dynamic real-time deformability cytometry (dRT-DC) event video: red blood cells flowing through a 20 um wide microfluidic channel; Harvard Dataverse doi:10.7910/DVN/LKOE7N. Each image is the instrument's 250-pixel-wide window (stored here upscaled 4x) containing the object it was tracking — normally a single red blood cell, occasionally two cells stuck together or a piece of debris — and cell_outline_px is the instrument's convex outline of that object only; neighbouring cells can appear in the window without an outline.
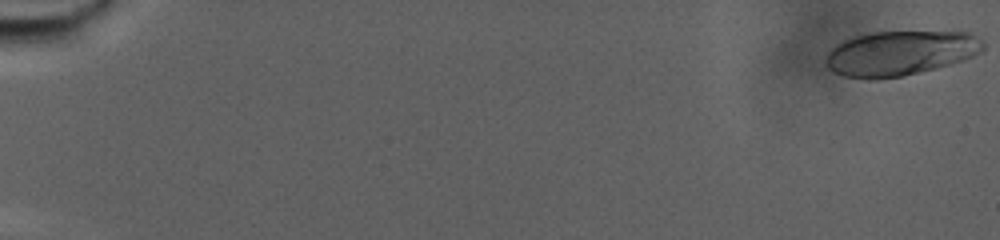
{"species": "human", "species_latin": "Homo sapiens", "temperature_condition": "warm", "stored_images_in_passage": 47, "camera_frame_rate_fps": 3000, "um_per_image_px": 0.085, "donor": {"sex": "male"}, "frame": {"image": 1, "passage_image": 1, "time_ms": 0.0, "image_size_px": [1000, 240], "cell_outline_px": [[984, 52], [964, 60], [952, 64], [904, 76], [876, 80], [868, 80], [844, 76], [832, 72], [824, 64], [824, 56], [836, 44], [844, 40], [856, 36], [872, 32], [968, 32], [984, 40]], "centroid_in_image_um": [76.51, 4.54], "position_along_channel_um": 8.5, "area_um2": 41.67}}
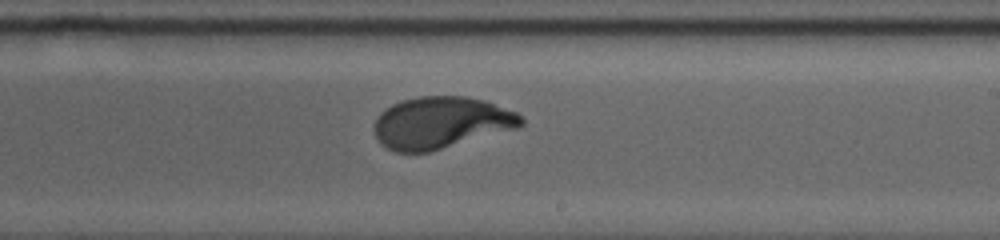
{"frame": {"image": 2, "passage_image": 27, "time_ms": 8.667, "image_size_px": [1000, 240], "cell_outline_px": [[524, 124], [520, 128], [428, 152], [396, 152], [380, 144], [372, 128], [376, 116], [380, 112], [392, 104], [400, 100], [420, 96], [464, 96], [484, 100], [516, 112], [524, 120]], "centroid_in_image_um": [37.47, 10.43], "position_along_channel_um": 251.5, "area_um2": 44.68}}
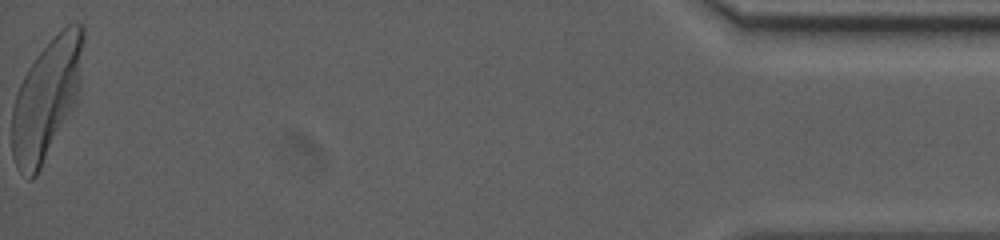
{"frame": {"image": 3, "passage_image": 47, "time_ms": 15.333, "image_size_px": [1000, 240], "cell_outline_px": [[84, 40], [80, 88], [76, 100], [36, 176], [32, 180], [28, 180], [16, 168], [12, 156], [12, 108], [16, 92], [28, 68], [36, 56], [68, 24], [84, 24]], "centroid_in_image_um": [3.94, 8.42], "position_along_channel_um": 431.3, "area_um2": 49.13}}